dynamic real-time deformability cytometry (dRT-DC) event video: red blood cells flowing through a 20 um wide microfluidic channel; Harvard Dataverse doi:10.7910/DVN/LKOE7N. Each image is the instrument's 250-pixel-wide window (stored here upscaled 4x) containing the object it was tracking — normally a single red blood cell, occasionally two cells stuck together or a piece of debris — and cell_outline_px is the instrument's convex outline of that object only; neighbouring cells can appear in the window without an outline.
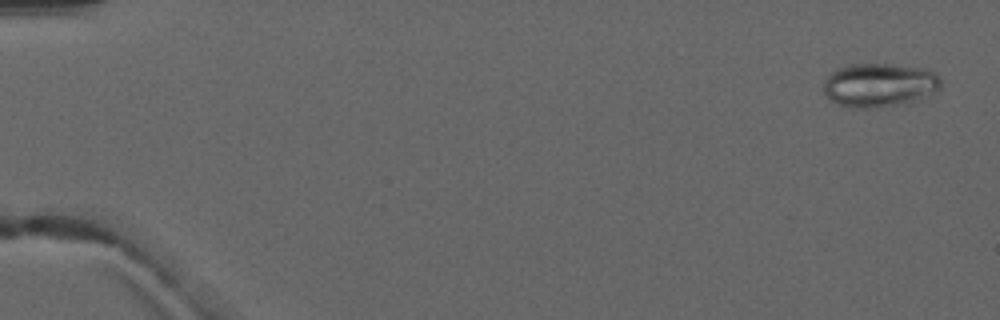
{"species": "common noctule bat (a hibernating species)", "species_latin": "Nyctalus noctula", "temperature_condition": "warm", "stored_images_in_passage": 4, "camera_frame_rate_fps": 3000, "um_per_image_px": 0.085, "animal": {"sex": "male", "forearm_length_mm": 52.5}, "frame": {"image": 1, "passage_image": 1, "time_ms": 0.0, "image_size_px": [1000, 320], "cell_outline_px": [[940, 92], [908, 104], [868, 108], [856, 108], [840, 104], [832, 100], [824, 92], [824, 80], [836, 68], [852, 64], [888, 64], [924, 68], [940, 76]], "centroid_in_image_um": [74.81, 7.24], "position_along_channel_um": 10.2, "area_um2": 30.17}}